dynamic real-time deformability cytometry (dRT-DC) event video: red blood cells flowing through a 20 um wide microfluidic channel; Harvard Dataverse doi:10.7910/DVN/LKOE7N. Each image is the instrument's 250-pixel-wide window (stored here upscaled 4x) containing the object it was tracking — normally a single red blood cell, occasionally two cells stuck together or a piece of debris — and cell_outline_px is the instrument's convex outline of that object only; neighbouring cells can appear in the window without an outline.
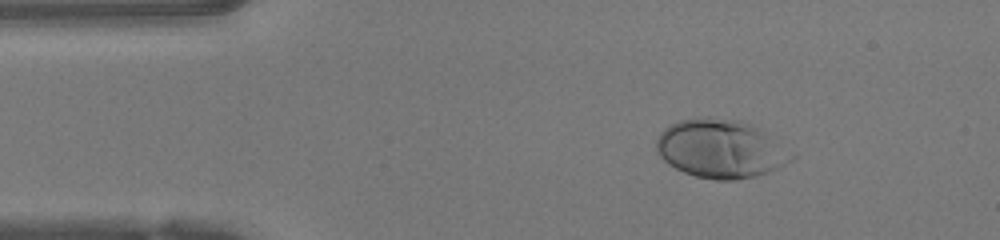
{"species": "human", "species_latin": "Homo sapiens", "temperature_condition": "warm", "stored_images_in_passage": 42, "camera_frame_rate_fps": 3000, "um_per_image_px": 0.085, "donor": {"sex": "female"}, "frame": {"image": 1, "passage_image": 1, "time_ms": 0.0, "image_size_px": [1000, 240], "cell_outline_px": [[796, 156], [792, 160], [768, 172], [756, 176], [736, 180], [716, 180], [696, 176], [684, 172], [668, 164], [656, 152], [656, 140], [660, 132], [664, 128], [680, 120], [696, 116], [712, 116], [740, 120], [756, 128]], "centroid_in_image_um": [61.18, 12.64], "position_along_channel_um": 23.8, "area_um2": 45.78}}
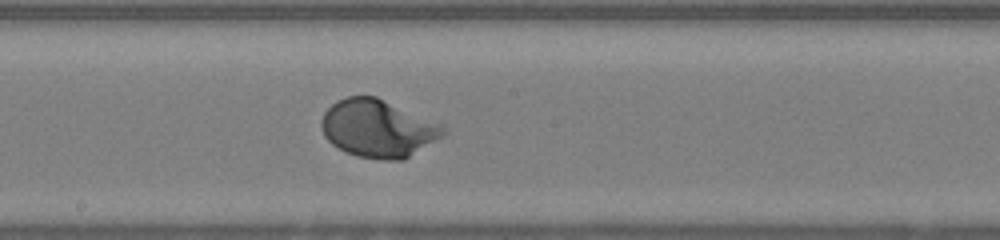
{"frame": {"image": 2, "passage_image": 19, "time_ms": 6.0, "image_size_px": [1000, 240], "cell_outline_px": [[448, 132], [444, 136], [404, 160], [380, 160], [356, 156], [332, 144], [324, 136], [320, 128], [320, 120], [324, 112], [336, 100], [348, 96], [376, 96], [444, 124], [448, 128]], "centroid_in_image_um": [32.17, 10.92], "position_along_channel_um": 216.0, "area_um2": 41.56}}
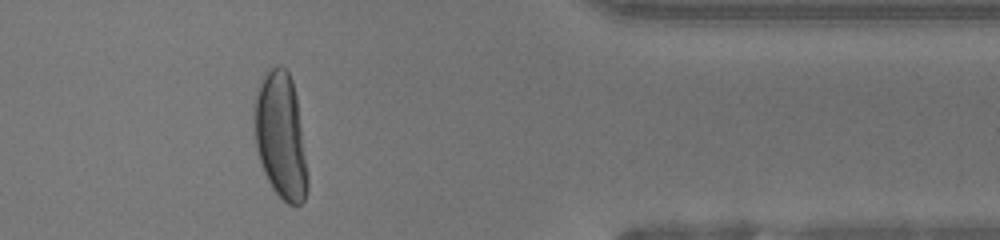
{"frame": {"image": 3, "passage_image": 33, "time_ms": 10.667, "image_size_px": [1000, 240], "cell_outline_px": [[308, 188], [304, 200], [300, 204], [288, 204], [272, 188], [264, 172], [256, 148], [256, 88], [264, 72], [268, 68], [276, 64], [280, 64], [288, 72], [292, 80], [296, 96], [308, 176]], "centroid_in_image_um": [23.87, 11.52], "position_along_channel_um": 387.5, "area_um2": 38.67}, "authors_computed_cell_mechanics": {"area_um2": 39.6219, "velocity_mm_per_s": 4.2025, "shape_relaxation_time_tau1_ms": 2.4716, "shape_relaxation_time_tau2_ms": null, "deformation_change_tau1": 0.2, "deformation_change_tau2": null}}